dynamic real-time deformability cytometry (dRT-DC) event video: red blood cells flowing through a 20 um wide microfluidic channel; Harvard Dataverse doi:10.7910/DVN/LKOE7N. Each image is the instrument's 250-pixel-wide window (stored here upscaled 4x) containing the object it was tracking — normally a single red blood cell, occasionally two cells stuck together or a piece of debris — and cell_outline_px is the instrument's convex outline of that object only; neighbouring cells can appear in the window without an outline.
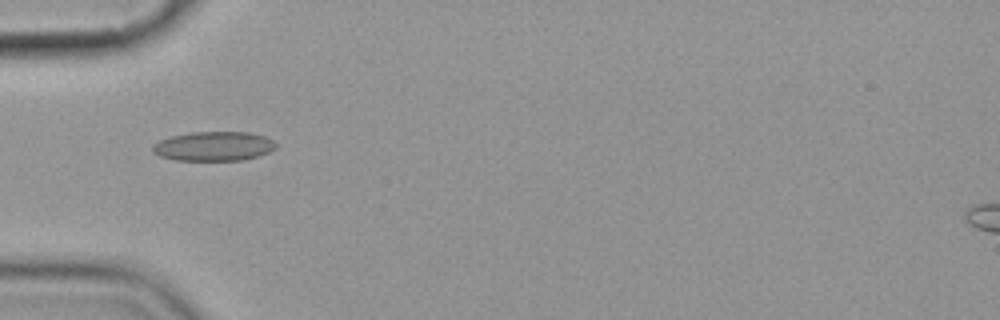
{"species": "common noctule bat (a hibernating species)", "species_latin": "Nyctalus noctula", "temperature_condition": "cold", "stored_images_in_passage": 8, "camera_frame_rate_fps": 3000, "um_per_image_px": 0.085, "animal": {"sex": "female", "body_mass_g": 19.9}, "frame": {"image": 1, "passage_image": 6, "time_ms": 6.0, "image_size_px": [1000, 320], "cell_outline_px": [[276, 148], [268, 152], [256, 156], [240, 160], [176, 160], [160, 156], [152, 152], [152, 144], [160, 140], [172, 136], [192, 132], [248, 132], [264, 136], [272, 140], [276, 144]], "centroid_in_image_um": [18.14, 12.42], "position_along_channel_um": 66.9, "area_um2": 20.92}}
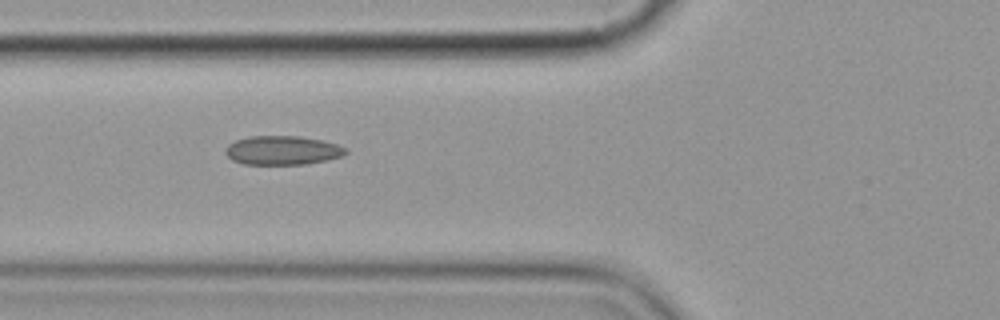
{"frame": {"image": 2, "passage_image": 7, "time_ms": 7.0, "image_size_px": [1000, 320], "cell_outline_px": [[348, 152], [340, 156], [324, 160], [304, 164], [244, 164], [232, 160], [224, 152], [224, 148], [228, 144], [236, 140], [248, 136], [300, 136], [320, 140], [336, 144], [348, 148]], "centroid_in_image_um": [23.97, 12.77], "position_along_channel_um": 101.8, "area_um2": 20.23}}
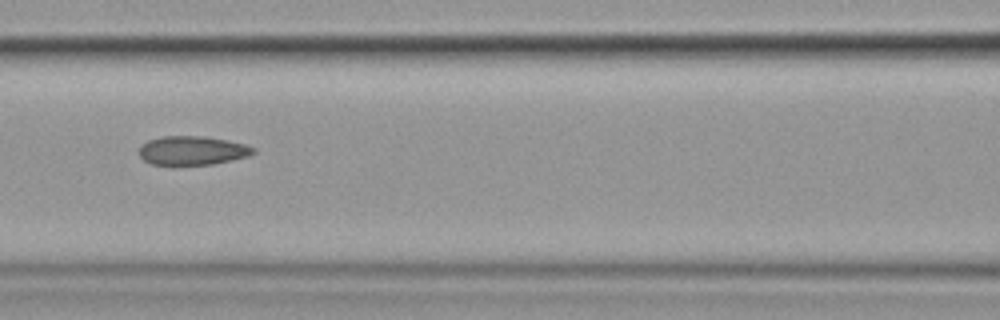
{"frame": {"image": 3, "passage_image": 8, "time_ms": 8.333, "image_size_px": [1000, 320], "cell_outline_px": [[256, 152], [248, 156], [232, 160], [212, 164], [152, 164], [144, 160], [140, 156], [140, 144], [148, 140], [164, 136], [200, 136], [224, 140], [244, 144], [256, 148]], "centroid_in_image_um": [16.35, 12.79], "position_along_channel_um": 150.3, "area_um2": 18.96}}